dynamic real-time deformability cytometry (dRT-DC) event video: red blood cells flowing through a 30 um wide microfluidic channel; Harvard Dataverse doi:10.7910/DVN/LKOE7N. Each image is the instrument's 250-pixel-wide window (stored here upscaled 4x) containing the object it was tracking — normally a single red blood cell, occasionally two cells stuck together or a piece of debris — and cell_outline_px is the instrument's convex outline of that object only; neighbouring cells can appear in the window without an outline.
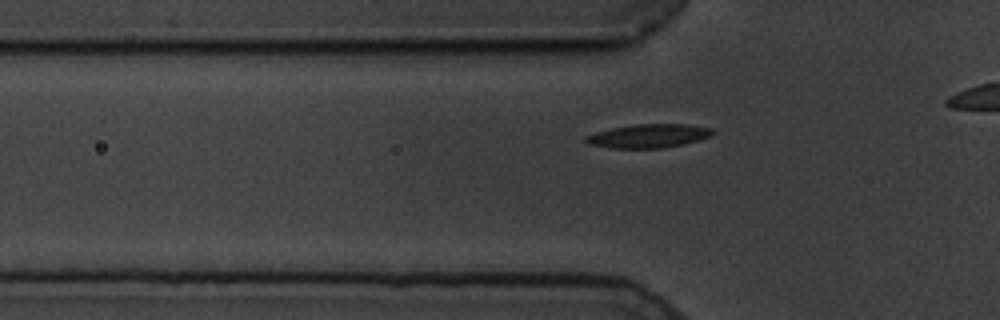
{"species": "common noctule bat (a hibernating species)", "species_latin": "Nyctalus noctula", "temperature_condition": "cold", "stored_images_in_passage": 33, "camera_frame_rate_fps": 3000, "um_per_image_px": 0.085, "animal": {"sex": "male", "body_mass_g": 19.5, "forearm_length_mm": 54.6}, "frame": {"image": 1, "passage_image": 11, "time_ms": 3.333, "image_size_px": [1000, 320], "cell_outline_px": [[716, 132], [712, 136], [700, 140], [684, 144], [664, 148], [612, 148], [588, 144], [584, 140], [584, 136], [596, 132], [612, 128], [632, 124], [688, 124], [712, 128]], "centroid_in_image_um": [55.16, 11.55], "position_along_channel_um": 70.6, "area_um2": 17.74}}
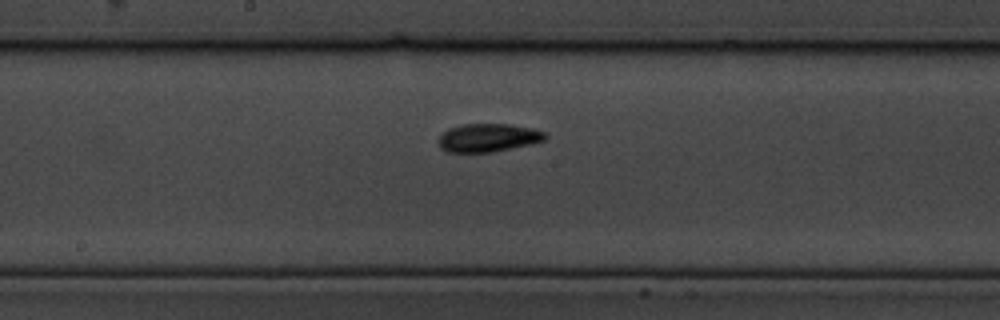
{"frame": {"image": 2, "passage_image": 23, "time_ms": 7.333, "image_size_px": [1000, 320], "cell_outline_px": [[548, 136], [544, 140], [532, 144], [492, 152], [448, 152], [440, 148], [436, 140], [448, 128], [464, 124], [508, 124], [532, 128], [544, 132]], "centroid_in_image_um": [41.47, 11.71], "position_along_channel_um": 206.7, "area_um2": 17.63}}
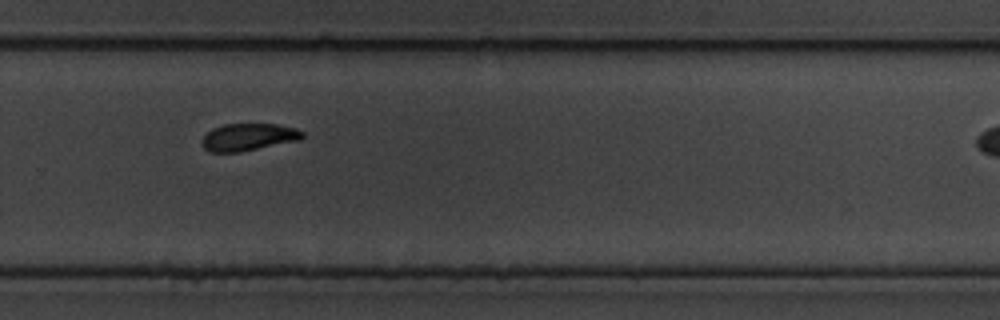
{"frame": {"image": 3, "passage_image": 32, "time_ms": 10.333, "image_size_px": [1000, 320], "cell_outline_px": [[304, 136], [300, 140], [240, 152], [212, 152], [204, 148], [200, 140], [212, 128], [224, 124], [276, 124], [296, 128], [304, 132]], "centroid_in_image_um": [21.12, 11.65], "position_along_channel_um": 308.7, "area_um2": 16.01}}